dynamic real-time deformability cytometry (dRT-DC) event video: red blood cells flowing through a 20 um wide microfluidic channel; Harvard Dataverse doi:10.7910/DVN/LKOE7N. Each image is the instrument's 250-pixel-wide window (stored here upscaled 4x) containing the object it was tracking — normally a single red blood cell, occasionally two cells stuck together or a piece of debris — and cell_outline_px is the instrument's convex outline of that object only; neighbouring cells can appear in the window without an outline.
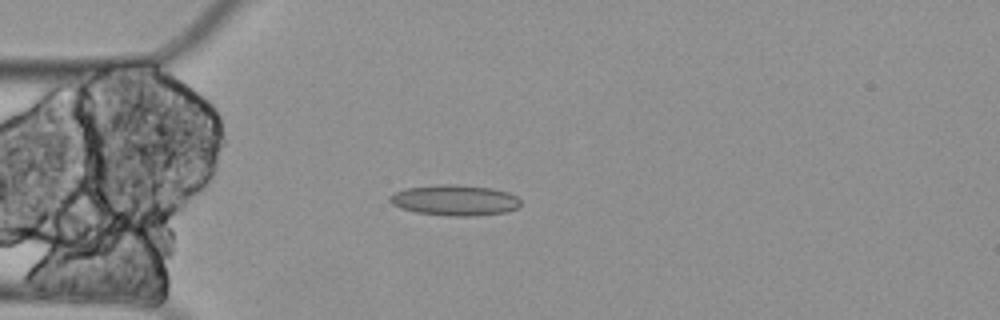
{"species": "Egyptian fruit bat (a non-hibernating species)", "species_latin": "Rousettus aegyptiacus", "temperature_condition": "cold", "stored_images_in_passage": 4, "camera_frame_rate_fps": 3000, "um_per_image_px": 0.085, "animal": {"sex": "female"}, "frame": {"image": 1, "passage_image": 4, "time_ms": 1.0, "image_size_px": [1000, 320], "cell_outline_px": [[520, 204], [516, 208], [508, 212], [472, 216], [448, 216], [416, 212], [400, 208], [392, 204], [388, 200], [388, 196], [396, 192], [408, 188], [440, 184], [452, 184], [492, 188], [508, 192], [516, 196], [520, 200]], "centroid_in_image_um": [38.65, 17.02], "position_along_channel_um": 46.3, "area_um2": 23.41}}